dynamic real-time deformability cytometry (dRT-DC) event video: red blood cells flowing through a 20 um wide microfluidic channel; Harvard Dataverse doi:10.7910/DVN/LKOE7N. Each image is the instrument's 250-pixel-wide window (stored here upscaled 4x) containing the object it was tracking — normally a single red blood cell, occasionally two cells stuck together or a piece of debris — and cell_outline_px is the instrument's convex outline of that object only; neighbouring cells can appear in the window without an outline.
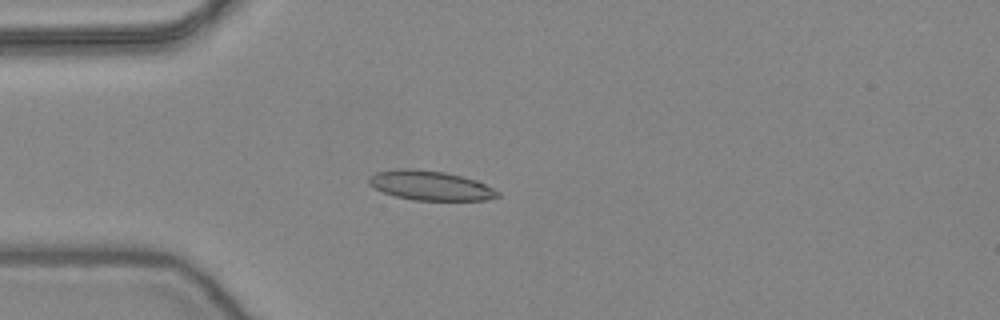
{"species": "common noctule bat (a hibernating species)", "species_latin": "Nyctalus noctula", "temperature_condition": "warm", "stored_images_in_passage": 47, "camera_frame_rate_fps": 3000, "um_per_image_px": 0.085, "animal": {"sex": "female", "body_mass_g": 24.6, "forearm_length_mm": 56.2}, "frame": {"image": 1, "passage_image": 14, "time_ms": 4.333, "image_size_px": [1000, 320], "cell_outline_px": [[500, 196], [488, 200], [412, 200], [396, 196], [384, 192], [368, 184], [368, 176], [376, 172], [400, 168], [412, 168], [444, 172], [476, 180], [500, 192]], "centroid_in_image_um": [36.56, 15.77], "position_along_channel_um": 48.4, "area_um2": 22.08}}
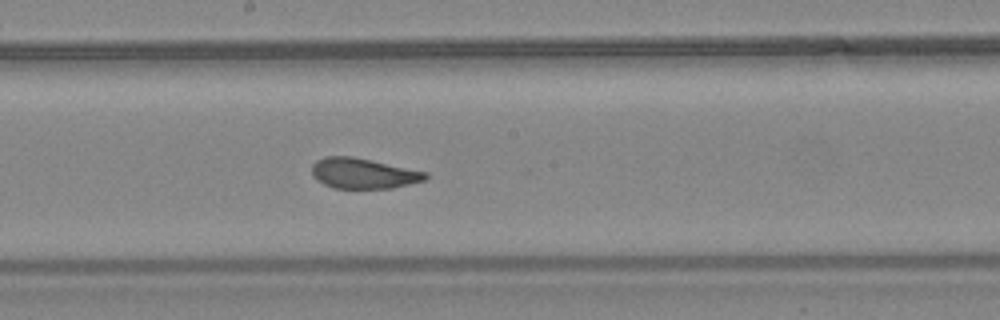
{"frame": {"image": 2, "passage_image": 28, "time_ms": 9.0, "image_size_px": [1000, 320], "cell_outline_px": [[428, 176], [424, 180], [392, 188], [332, 188], [316, 180], [312, 176], [312, 164], [316, 160], [324, 156], [352, 156], [428, 172]], "centroid_in_image_um": [30.84, 14.73], "position_along_channel_um": 217.4, "area_um2": 20.17}}
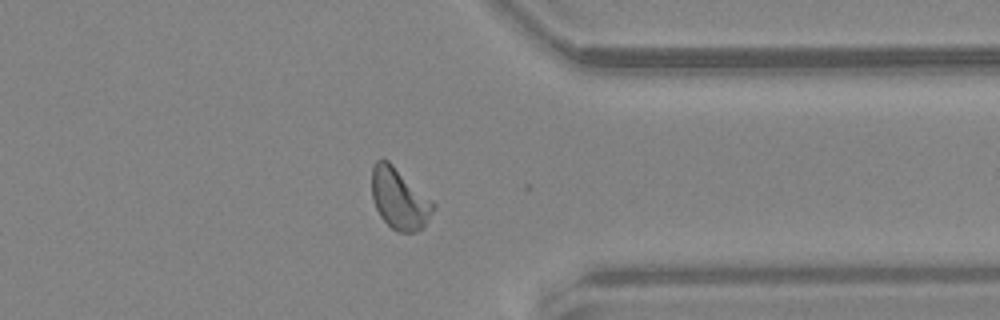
{"frame": {"image": 3, "passage_image": 41, "time_ms": 13.333, "image_size_px": [1000, 320], "cell_outline_px": [[436, 204], [432, 212], [424, 224], [416, 232], [396, 232], [380, 216], [376, 208], [372, 196], [372, 168], [376, 160], [380, 156], [388, 160], [432, 200]], "centroid_in_image_um": [33.92, 16.86], "position_along_channel_um": 377.5, "area_um2": 21.68}, "authors_computed_cell_mechanics": {"area_um2": 21.097, "velocity_mm_per_s": 3.8761, "shape_relaxation_time_tau1_ms": 5.1914, "shape_relaxation_time_tau2_ms": 1.0449, "deformation_change_tau1": 0.1442, "deformation_change_tau2": 0.0491}}